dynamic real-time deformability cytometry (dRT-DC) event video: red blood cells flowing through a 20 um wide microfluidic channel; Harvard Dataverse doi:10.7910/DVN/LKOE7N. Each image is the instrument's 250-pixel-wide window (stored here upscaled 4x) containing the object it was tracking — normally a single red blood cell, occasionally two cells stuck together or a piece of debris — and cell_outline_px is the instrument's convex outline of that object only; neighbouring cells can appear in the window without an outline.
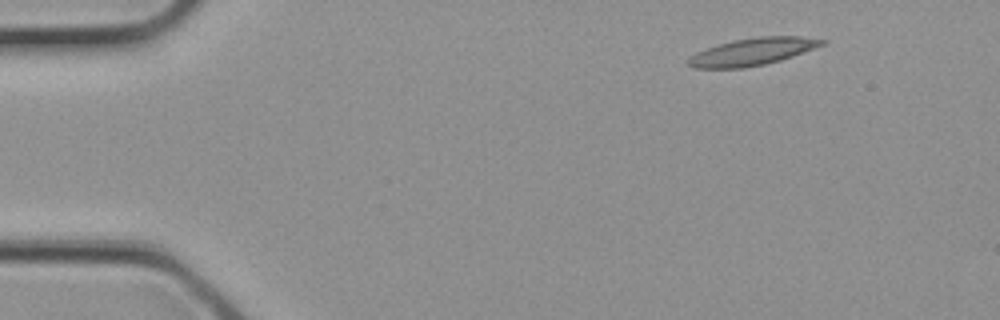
{"species": "common noctule bat (a hibernating species)", "species_latin": "Nyctalus noctula", "temperature_condition": "cold", "stored_images_in_passage": 2, "camera_frame_rate_fps": 3000, "um_per_image_px": 0.085, "animal": {"sex": "female", "body_mass_g": 21.9}, "frame": {"image": 1, "passage_image": 1, "time_ms": 0.0, "image_size_px": [1000, 320], "cell_outline_px": [[828, 40], [824, 44], [792, 56], [780, 60], [764, 64], [744, 68], [692, 68], [688, 64], [688, 60], [696, 52], [732, 40], [756, 36], [800, 36]], "centroid_in_image_um": [63.96, 4.39], "position_along_channel_um": 21.0, "area_um2": 21.04}}